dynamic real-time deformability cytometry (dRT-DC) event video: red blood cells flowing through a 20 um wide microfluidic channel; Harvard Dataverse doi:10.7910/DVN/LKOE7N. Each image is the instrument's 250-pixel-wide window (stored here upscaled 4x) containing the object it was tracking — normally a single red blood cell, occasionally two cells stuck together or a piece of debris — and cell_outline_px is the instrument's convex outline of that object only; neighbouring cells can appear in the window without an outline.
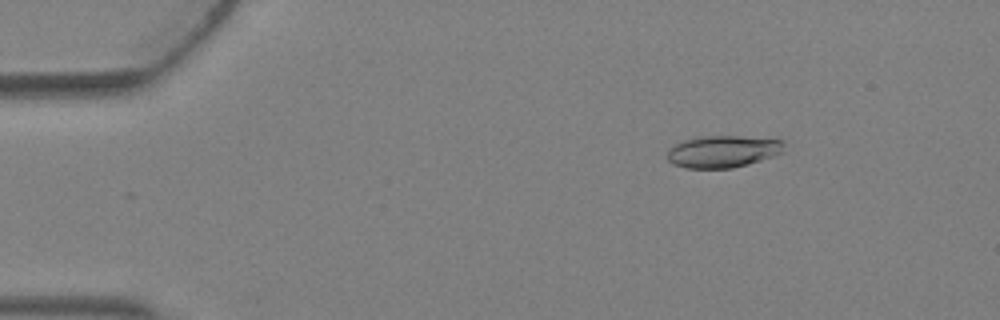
{"species": "Egyptian fruit bat (a non-hibernating species)", "species_latin": "Rousettus aegyptiacus", "temperature_condition": "warm", "stored_images_in_passage": 4, "camera_frame_rate_fps": 3000, "um_per_image_px": 0.085, "animal": {"sex": "female"}, "frame": {"image": 1, "passage_image": 2, "time_ms": 0.333, "image_size_px": [1000, 320], "cell_outline_px": [[784, 152], [748, 164], [732, 168], [688, 168], [672, 164], [668, 160], [668, 152], [676, 144], [684, 140], [700, 136], [740, 136], [784, 140]], "centroid_in_image_um": [61.47, 12.87], "position_along_channel_um": 23.5, "area_um2": 21.68}}
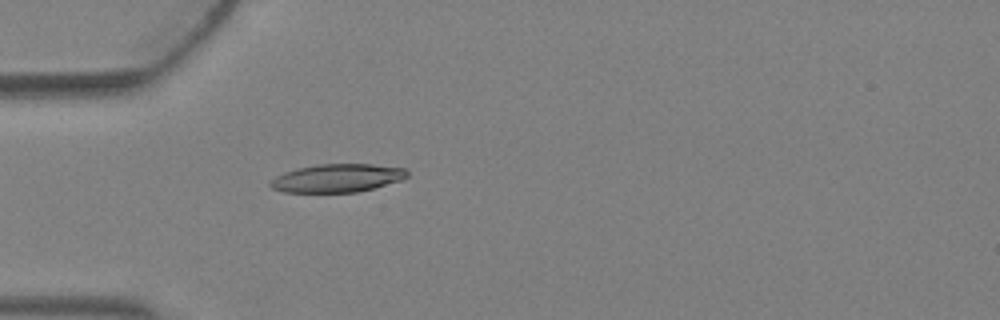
{"frame": {"image": 2, "passage_image": 4, "time_ms": 1.0, "image_size_px": [1000, 320], "cell_outline_px": [[408, 176], [400, 180], [372, 188], [356, 192], [284, 192], [272, 188], [268, 184], [268, 180], [284, 172], [296, 168], [316, 164], [372, 164], [404, 168], [408, 172]], "centroid_in_image_um": [28.6, 15.13], "position_along_channel_um": 56.4, "area_um2": 22.48}}